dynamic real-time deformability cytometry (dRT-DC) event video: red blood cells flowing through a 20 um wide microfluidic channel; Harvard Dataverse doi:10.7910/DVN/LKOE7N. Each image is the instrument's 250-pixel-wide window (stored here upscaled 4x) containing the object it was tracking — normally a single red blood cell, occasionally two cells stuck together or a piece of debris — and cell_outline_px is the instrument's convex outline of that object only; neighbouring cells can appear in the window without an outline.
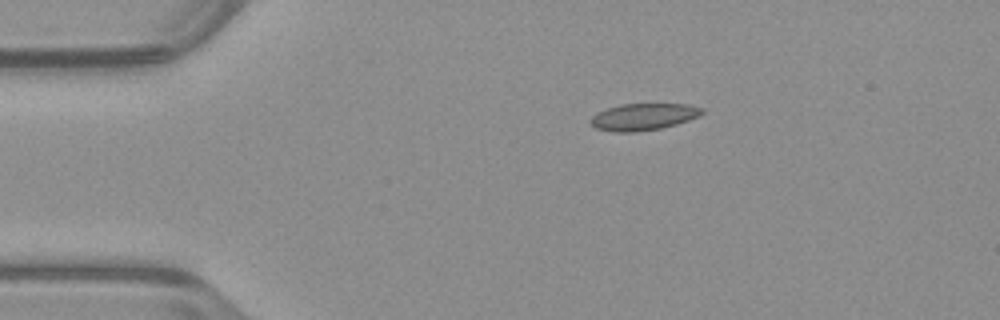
{"species": "common noctule bat (a hibernating species)", "species_latin": "Nyctalus noctula", "temperature_condition": "warm", "stored_images_in_passage": 43, "camera_frame_rate_fps": 3000, "um_per_image_px": 0.085, "animal": {"sex": "male", "body_mass_g": 23.1, "forearm_length_mm": 52.7}, "frame": {"image": 1, "passage_image": 1, "time_ms": 0.0, "image_size_px": [1000, 320], "cell_outline_px": [[704, 112], [700, 116], [676, 124], [660, 128], [636, 132], [612, 132], [596, 128], [588, 120], [596, 112], [620, 104], [688, 104], [704, 108]], "centroid_in_image_um": [54.68, 9.92], "position_along_channel_um": 30.3, "area_um2": 17.51}}
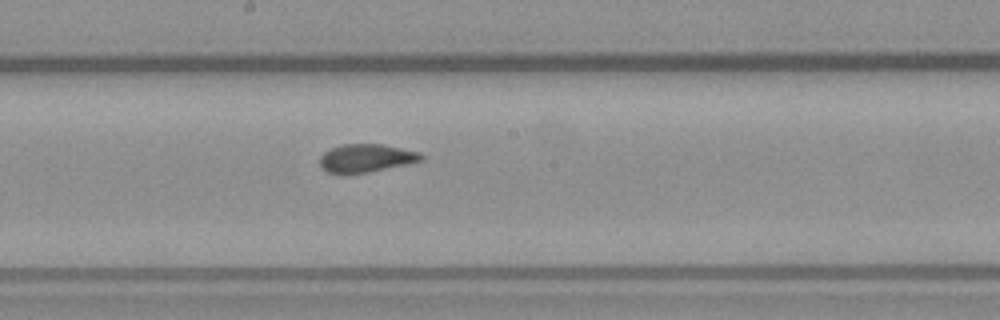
{"frame": {"image": 2, "passage_image": 19, "time_ms": 6.0, "image_size_px": [1000, 320], "cell_outline_px": [[424, 160], [408, 164], [368, 172], [344, 176], [340, 176], [328, 172], [320, 168], [320, 156], [324, 152], [332, 148], [344, 144], [384, 144], [420, 152], [424, 156]], "centroid_in_image_um": [31.1, 13.47], "position_along_channel_um": 217.1, "area_um2": 17.11}}
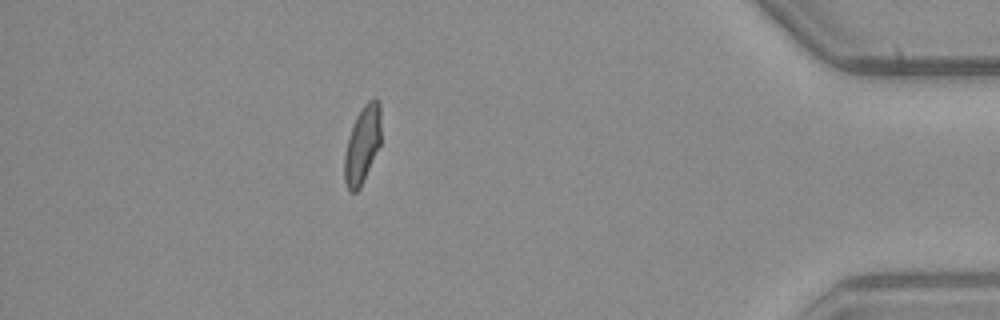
{"frame": {"image": 3, "passage_image": 37, "time_ms": 12.0, "image_size_px": [1000, 320], "cell_outline_px": [[380, 144], [360, 188], [356, 192], [348, 192], [344, 180], [344, 156], [348, 136], [356, 116], [364, 104], [372, 96], [376, 96], [380, 104]], "centroid_in_image_um": [30.78, 12.28], "position_along_channel_um": 404.4, "area_um2": 16.65}, "authors_computed_cell_mechanics": {"area_um2": 17.1088, "velocity_mm_per_s": 3.976, "shape_relaxation_time_tau1_ms": null, "shape_relaxation_time_tau2_ms": 0.994, "deformation_change_tau1": null, "deformation_change_tau2": 0.067}}